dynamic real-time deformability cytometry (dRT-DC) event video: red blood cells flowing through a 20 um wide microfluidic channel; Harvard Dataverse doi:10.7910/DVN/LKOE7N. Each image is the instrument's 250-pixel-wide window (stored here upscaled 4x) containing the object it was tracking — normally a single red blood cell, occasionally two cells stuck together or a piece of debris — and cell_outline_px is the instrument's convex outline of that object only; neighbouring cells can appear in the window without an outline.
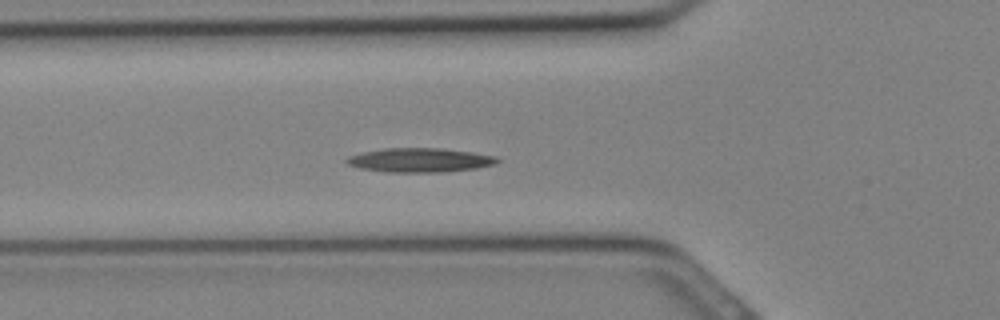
{"species": "Egyptian fruit bat (a non-hibernating species)", "species_latin": "Rousettus aegyptiacus", "temperature_condition": "cold", "stored_images_in_passage": 33, "camera_frame_rate_fps": 3000, "um_per_image_px": 0.085, "animal": {"sex": "female"}, "frame": {"image": 1, "passage_image": 11, "time_ms": 3.333, "image_size_px": [1000, 320], "cell_outline_px": [[500, 160], [496, 164], [476, 168], [440, 172], [388, 172], [360, 168], [348, 164], [344, 160], [348, 156], [360, 152], [384, 148], [440, 148], [472, 152], [496, 156]], "centroid_in_image_um": [35.67, 13.6], "position_along_channel_um": 90.1, "area_um2": 21.21}}
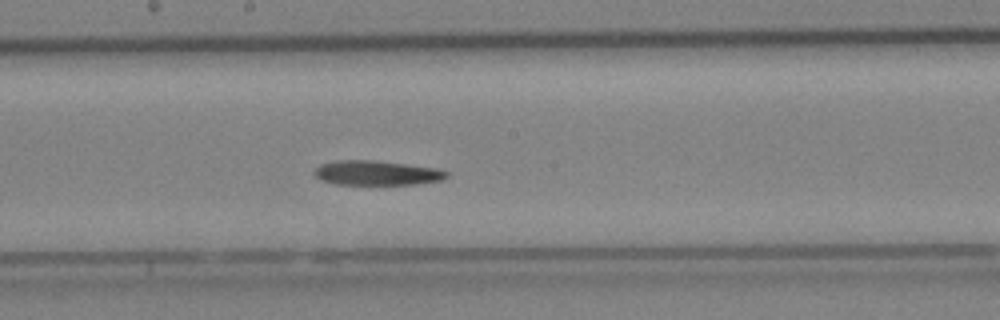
{"frame": {"image": 2, "passage_image": 17, "time_ms": 5.333, "image_size_px": [1000, 320], "cell_outline_px": [[448, 176], [444, 180], [416, 184], [336, 184], [320, 180], [312, 172], [320, 164], [336, 160], [372, 160], [436, 168], [448, 172]], "centroid_in_image_um": [32.0, 14.7], "position_along_channel_um": 216.2, "area_um2": 18.9}}
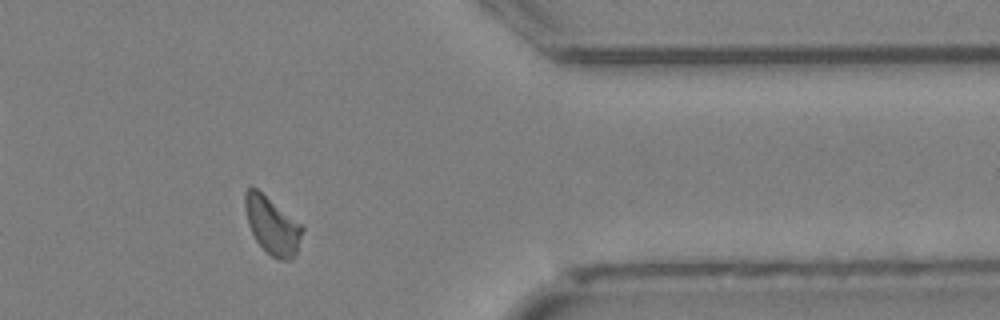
{"frame": {"image": 3, "passage_image": 26, "time_ms": 8.333, "image_size_px": [1000, 320], "cell_outline_px": [[304, 228], [296, 252], [292, 260], [280, 260], [272, 256], [256, 240], [248, 224], [244, 204], [244, 192], [248, 188], [256, 188], [304, 224]], "centroid_in_image_um": [23.16, 19.14], "position_along_channel_um": 388.2, "area_um2": 19.19}}